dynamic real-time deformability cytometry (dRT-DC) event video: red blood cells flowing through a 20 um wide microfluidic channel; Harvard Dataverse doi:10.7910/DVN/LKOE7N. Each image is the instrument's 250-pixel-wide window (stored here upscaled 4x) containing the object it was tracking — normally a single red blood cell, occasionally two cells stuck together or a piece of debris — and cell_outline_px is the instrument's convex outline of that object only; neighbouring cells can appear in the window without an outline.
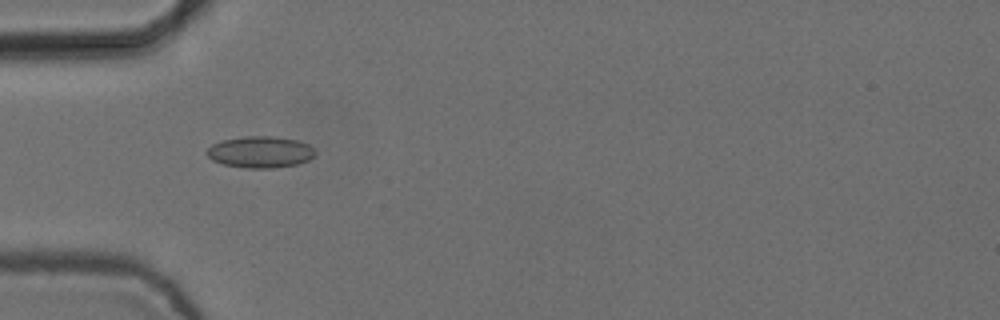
{"species": "common noctule bat (a hibernating species)", "species_latin": "Nyctalus noctula", "temperature_condition": "cold", "stored_images_in_passage": 6, "camera_frame_rate_fps": 3000, "um_per_image_px": 0.085, "animal": {"sex": "female", "body_mass_g": 24.6, "forearm_length_mm": 56.2}, "frame": {"image": 1, "passage_image": 5, "time_ms": 1.333, "image_size_px": [1000, 320], "cell_outline_px": [[316, 156], [308, 160], [296, 164], [276, 168], [244, 168], [224, 164], [212, 160], [204, 152], [212, 144], [224, 140], [244, 136], [276, 136], [296, 140], [308, 144], [316, 152]], "centroid_in_image_um": [22.13, 12.92], "position_along_channel_um": 62.9, "area_um2": 20.0}}
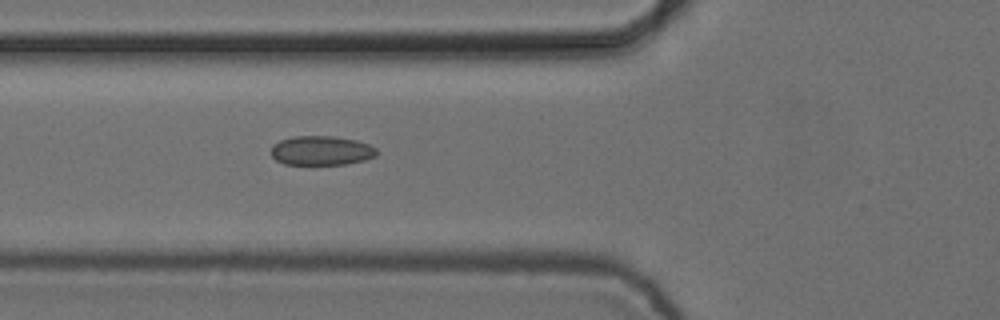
{"frame": {"image": 2, "passage_image": 6, "time_ms": 1.667, "image_size_px": [1000, 320], "cell_outline_px": [[376, 156], [364, 160], [344, 164], [284, 164], [276, 160], [272, 156], [272, 144], [280, 140], [292, 136], [332, 136], [356, 140], [368, 144], [376, 148]], "centroid_in_image_um": [27.29, 12.79], "position_along_channel_um": 98.5, "area_um2": 17.98}}